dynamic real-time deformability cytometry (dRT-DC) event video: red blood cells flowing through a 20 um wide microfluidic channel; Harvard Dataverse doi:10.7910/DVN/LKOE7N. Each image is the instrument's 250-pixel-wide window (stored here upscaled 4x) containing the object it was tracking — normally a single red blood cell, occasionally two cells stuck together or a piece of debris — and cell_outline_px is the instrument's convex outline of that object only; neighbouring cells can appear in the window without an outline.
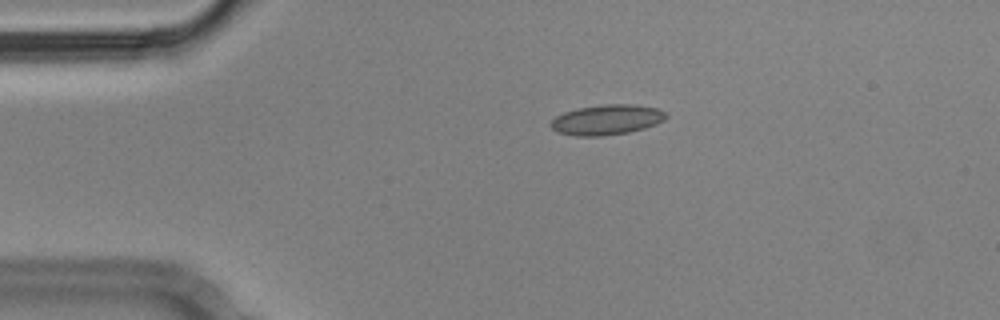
{"species": "Egyptian fruit bat (a non-hibernating species)", "species_latin": "Rousettus aegyptiacus", "temperature_condition": "cold", "stored_images_in_passage": 48, "segment_of_instrument_passage": [1, 2], "camera_frame_rate_fps": 3000, "um_per_image_px": 0.085, "animal": {"sex": "male"}, "frame": {"image": 1, "passage_image": 3, "time_ms": 0.667, "image_size_px": [1000, 320], "cell_outline_px": [[668, 116], [664, 120], [656, 124], [644, 128], [628, 132], [604, 136], [576, 136], [556, 132], [548, 124], [556, 116], [564, 112], [580, 108], [604, 104], [632, 104], [656, 108], [664, 112]], "centroid_in_image_um": [51.55, 10.18], "position_along_channel_um": 33.4, "area_um2": 20.23}}
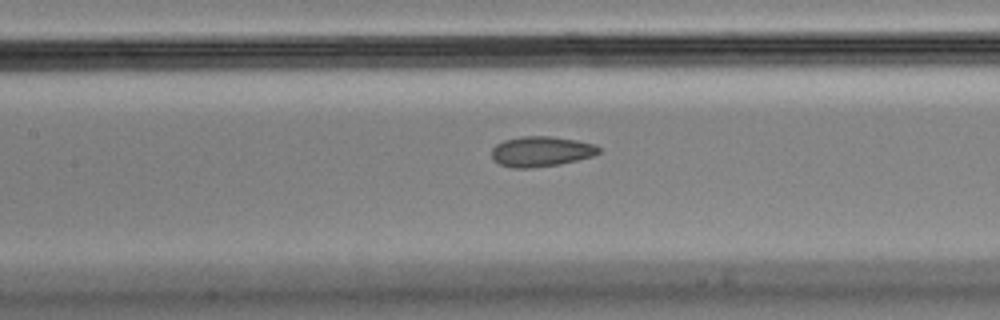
{"frame": {"image": 2, "passage_image": 17, "time_ms": 5.333, "image_size_px": [1000, 320], "cell_outline_px": [[600, 152], [592, 156], [560, 164], [532, 168], [512, 168], [500, 164], [492, 160], [492, 148], [496, 144], [504, 140], [524, 136], [548, 136], [576, 140], [596, 144], [600, 148]], "centroid_in_image_um": [45.98, 12.88], "position_along_channel_um": 161.4, "area_um2": 18.9}}
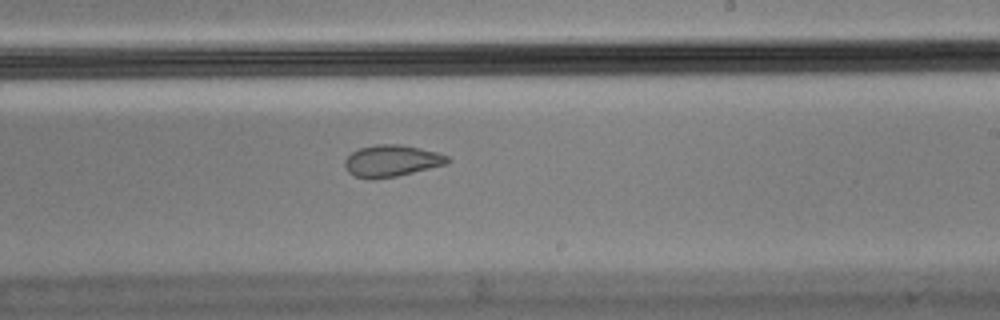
{"frame": {"image": 3, "passage_image": 25, "time_ms": 8.0, "image_size_px": [1000, 320], "cell_outline_px": [[452, 160], [448, 164], [396, 176], [376, 180], [368, 180], [356, 176], [348, 172], [344, 168], [344, 160], [352, 152], [360, 148], [376, 144], [400, 144], [420, 148], [436, 152], [448, 156]], "centroid_in_image_um": [33.28, 13.68], "position_along_channel_um": 255.7, "area_um2": 19.19}}